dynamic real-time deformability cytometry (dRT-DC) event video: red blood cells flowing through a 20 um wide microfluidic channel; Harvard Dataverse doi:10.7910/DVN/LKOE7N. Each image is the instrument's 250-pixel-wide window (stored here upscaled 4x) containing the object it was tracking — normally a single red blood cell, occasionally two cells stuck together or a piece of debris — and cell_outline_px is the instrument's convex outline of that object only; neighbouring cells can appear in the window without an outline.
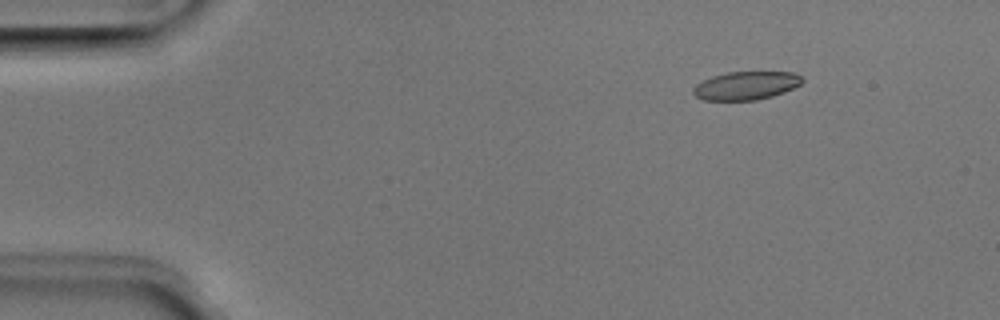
{"species": "Egyptian fruit bat (a non-hibernating species)", "species_latin": "Rousettus aegyptiacus", "temperature_condition": "room temperature", "stored_images_in_passage": 47, "camera_frame_rate_fps": 3000, "um_per_image_px": 0.085, "animal": {"sex": "male"}, "frame": {"image": 1, "passage_image": 3, "time_ms": 0.667, "image_size_px": [1000, 320], "cell_outline_px": [[804, 80], [800, 84], [784, 92], [772, 96], [756, 100], [704, 100], [696, 96], [692, 92], [692, 88], [696, 84], [712, 76], [728, 72], [796, 72]], "centroid_in_image_um": [63.4, 7.27], "position_along_channel_um": 21.6, "area_um2": 17.92}}
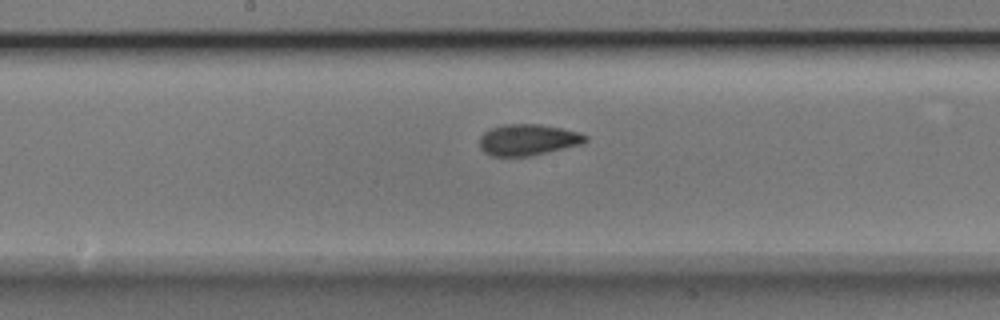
{"frame": {"image": 2, "passage_image": 23, "time_ms": 7.333, "image_size_px": [1000, 320], "cell_outline_px": [[588, 140], [580, 144], [528, 156], [492, 156], [484, 152], [480, 148], [480, 136], [484, 132], [492, 128], [504, 124], [540, 124], [580, 132], [588, 136]], "centroid_in_image_um": [44.86, 11.87], "position_along_channel_um": 203.3, "area_um2": 19.07}}
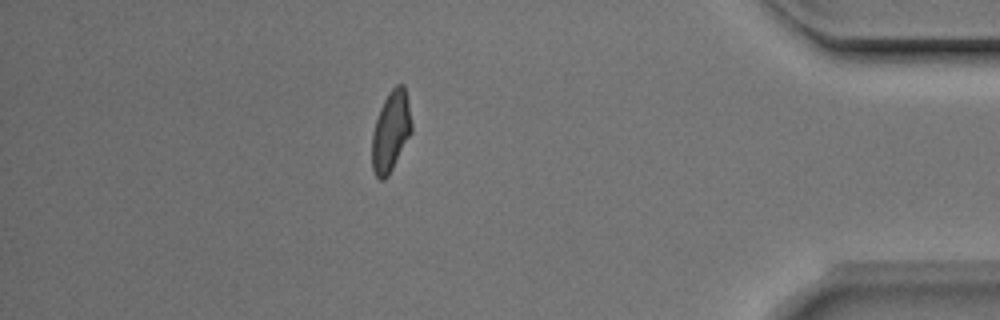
{"frame": {"image": 3, "passage_image": 41, "time_ms": 13.333, "image_size_px": [1000, 320], "cell_outline_px": [[412, 132], [388, 176], [384, 180], [380, 180], [376, 176], [372, 168], [372, 132], [380, 108], [388, 92], [396, 84], [404, 84], [412, 124]], "centroid_in_image_um": [33.21, 11.17], "position_along_channel_um": 402.0, "area_um2": 18.5}, "authors_computed_cell_mechanics": {"area_um2": 19.0162, "velocity_mm_per_s": 3.9877, "shape_relaxation_time_tau1_ms": 5.7375, "shape_relaxation_time_tau2_ms": 1.2916, "deformation_change_tau1": 0.1526, "deformation_change_tau2": 0.0595}}